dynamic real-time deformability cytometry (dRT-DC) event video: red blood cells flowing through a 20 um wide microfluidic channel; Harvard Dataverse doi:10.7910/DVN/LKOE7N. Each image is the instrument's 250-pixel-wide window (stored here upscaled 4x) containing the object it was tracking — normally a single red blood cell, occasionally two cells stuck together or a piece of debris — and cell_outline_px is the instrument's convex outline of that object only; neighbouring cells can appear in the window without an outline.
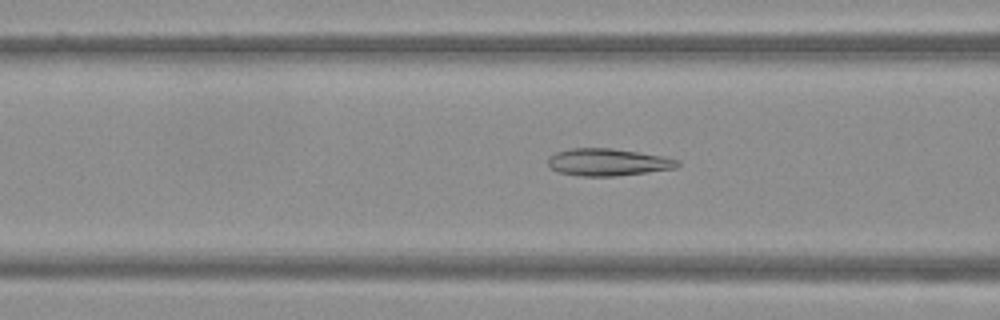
{"species": "Egyptian fruit bat (a non-hibernating species)", "species_latin": "Rousettus aegyptiacus", "temperature_condition": "warm", "stored_images_in_passage": 44, "camera_frame_rate_fps": 3000, "um_per_image_px": 0.085, "frame": {"image": 1, "passage_image": 14, "time_ms": 4.333, "image_size_px": [1000, 320], "cell_outline_px": [[680, 164], [676, 168], [616, 176], [580, 176], [556, 172], [548, 168], [548, 156], [556, 152], [568, 148], [612, 148], [664, 156], [680, 160]], "centroid_in_image_um": [51.63, 13.78], "position_along_channel_um": 115.0, "area_um2": 20.81}}
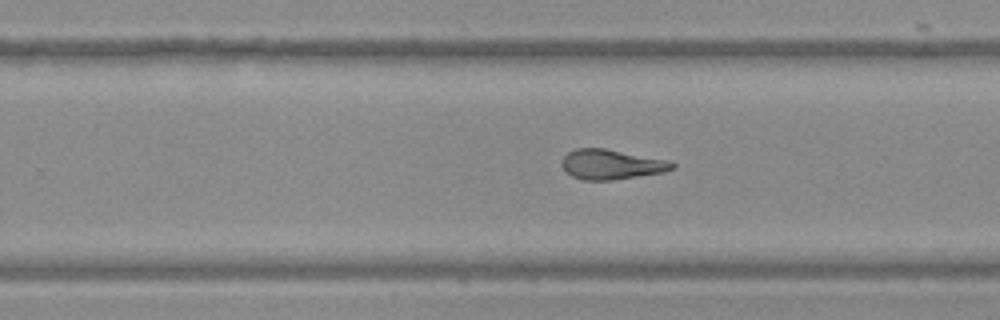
{"frame": {"image": 2, "passage_image": 26, "time_ms": 8.333, "image_size_px": [1000, 320], "cell_outline_px": [[676, 168], [664, 172], [612, 180], [584, 180], [572, 176], [560, 164], [564, 156], [568, 152], [576, 148], [604, 148], [672, 160], [676, 164]], "centroid_in_image_um": [52.02, 13.96], "position_along_channel_um": 277.8, "area_um2": 19.42}}
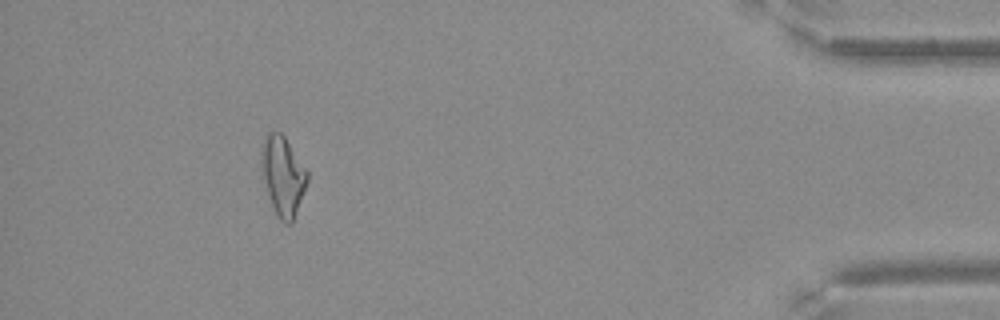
{"frame": {"image": 3, "passage_image": 40, "time_ms": 13.0, "image_size_px": [1000, 320], "cell_outline_px": [[308, 180], [292, 224], [284, 224], [280, 220], [272, 204], [268, 192], [260, 160], [260, 152], [264, 140], [268, 132], [280, 132], [284, 136], [308, 172]], "centroid_in_image_um": [24.05, 14.94], "position_along_channel_um": 411.1, "area_um2": 20.69}}